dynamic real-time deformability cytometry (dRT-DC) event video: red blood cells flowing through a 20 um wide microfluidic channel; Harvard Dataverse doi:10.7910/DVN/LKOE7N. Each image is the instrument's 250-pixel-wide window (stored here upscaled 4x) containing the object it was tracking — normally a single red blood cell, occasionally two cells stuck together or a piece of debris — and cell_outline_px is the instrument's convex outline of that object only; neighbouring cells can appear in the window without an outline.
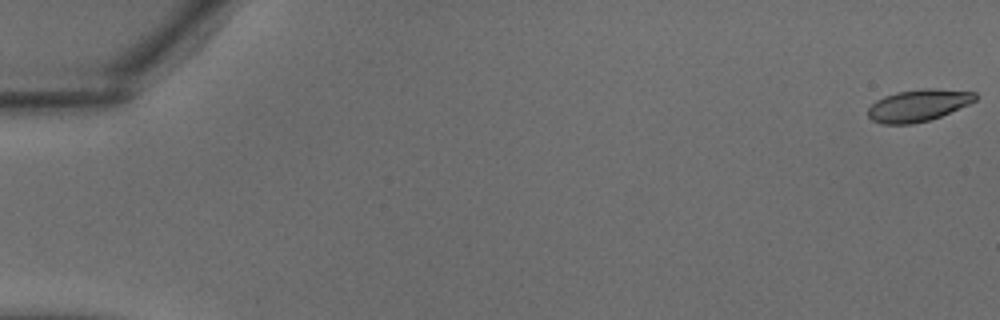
{"species": "common noctule bat (a hibernating species)", "species_latin": "Nyctalus noctula", "temperature_condition": "warm", "stored_images_in_passage": 38, "camera_frame_rate_fps": 3000, "um_per_image_px": 0.085, "animal": {"sex": "male", "body_mass_g": 18.8}, "frame": {"image": 1, "passage_image": 1, "time_ms": 0.0, "image_size_px": [1000, 320], "cell_outline_px": [[976, 100], [968, 104], [940, 116], [928, 120], [912, 124], [880, 124], [872, 120], [868, 116], [868, 108], [876, 100], [884, 96], [896, 92], [924, 88], [932, 88], [976, 92]], "centroid_in_image_um": [78.02, 8.95], "position_along_channel_um": 7.0, "area_um2": 19.88}}
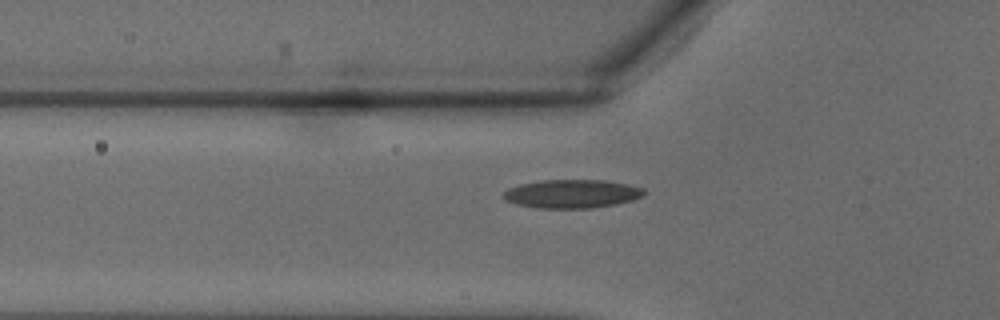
{"frame": {"image": 2, "passage_image": 14, "time_ms": 4.333, "image_size_px": [1000, 320], "cell_outline_px": [[644, 196], [632, 200], [616, 204], [592, 208], [540, 208], [516, 204], [504, 200], [500, 196], [508, 188], [520, 184], [544, 180], [604, 180], [628, 184], [644, 188]], "centroid_in_image_um": [48.6, 16.47], "position_along_channel_um": 77.2, "area_um2": 23.47}}
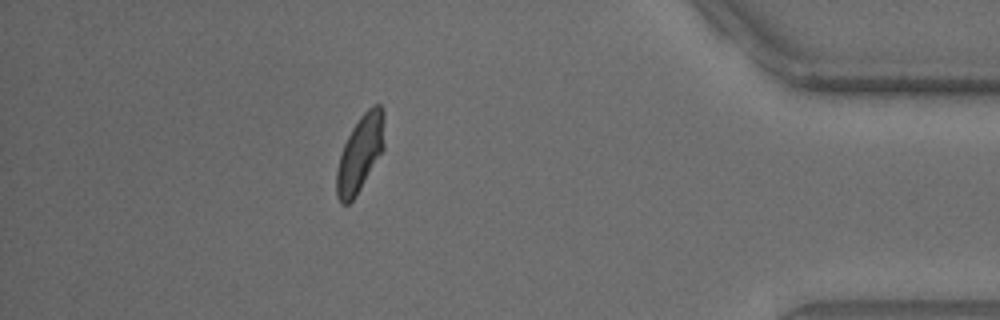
{"frame": {"image": 3, "passage_image": 34, "time_ms": 11.0, "image_size_px": [1000, 320], "cell_outline_px": [[384, 148], [356, 196], [348, 204], [340, 204], [336, 196], [336, 172], [340, 156], [344, 144], [352, 128], [360, 116], [372, 104], [380, 104], [384, 112]], "centroid_in_image_um": [30.61, 13.04], "position_along_channel_um": 404.6, "area_um2": 21.27}}